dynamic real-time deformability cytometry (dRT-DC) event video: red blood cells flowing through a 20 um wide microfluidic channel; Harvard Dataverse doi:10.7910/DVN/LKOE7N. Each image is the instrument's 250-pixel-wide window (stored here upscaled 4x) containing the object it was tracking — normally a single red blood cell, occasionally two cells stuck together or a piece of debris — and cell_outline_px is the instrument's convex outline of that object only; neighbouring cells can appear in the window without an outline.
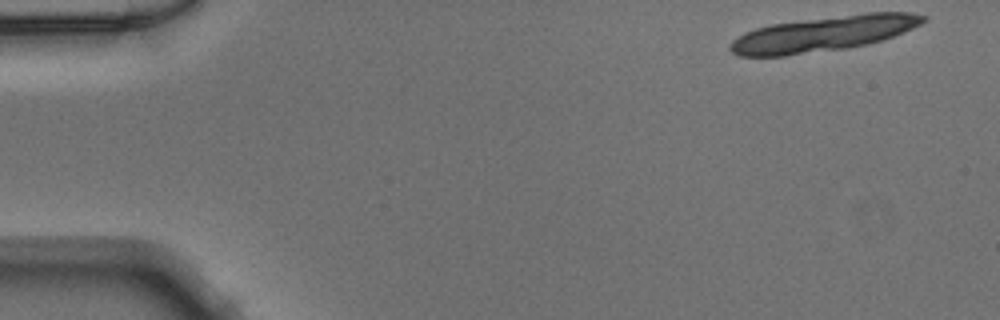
{"species": "Egyptian fruit bat (a non-hibernating species)", "species_latin": "Rousettus aegyptiacus", "temperature_condition": "warm", "stored_images_in_passage": 18, "camera_frame_rate_fps": 3000, "um_per_image_px": 0.085, "animal": {"sex": "male"}, "frame": {"image": 1, "passage_image": 1, "time_ms": 0.0, "image_size_px": [1000, 320], "cell_outline_px": [[928, 20], [912, 28], [884, 40], [868, 44], [848, 48], [784, 56], [740, 56], [732, 52], [728, 48], [732, 40], [744, 32], [756, 28], [772, 24], [868, 12], [912, 12], [928, 16]], "centroid_in_image_um": [70.02, 2.87], "position_along_channel_um": 15.0, "area_um2": 39.65}}
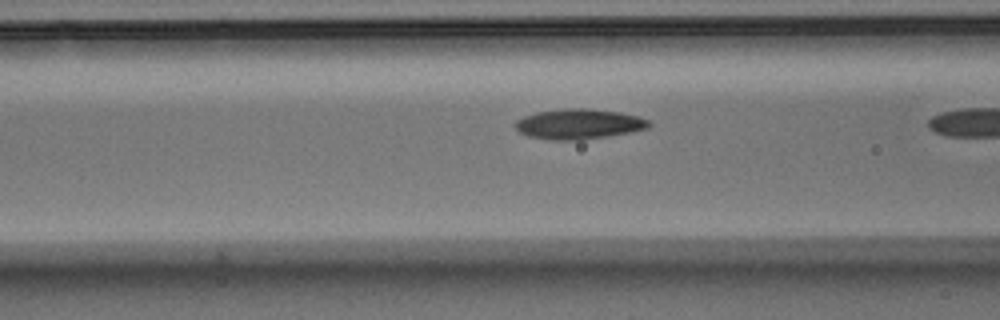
{"frame": {"image": 2, "passage_image": 16, "time_ms": 5.0, "image_size_px": [1000, 320], "cell_outline_px": [[652, 124], [648, 128], [632, 132], [584, 140], [548, 140], [528, 136], [520, 132], [512, 124], [516, 120], [524, 116], [536, 112], [568, 108], [584, 108], [620, 112], [640, 116], [648, 120]], "centroid_in_image_um": [49.2, 10.55], "position_along_channel_um": 117.4, "area_um2": 23.76}}